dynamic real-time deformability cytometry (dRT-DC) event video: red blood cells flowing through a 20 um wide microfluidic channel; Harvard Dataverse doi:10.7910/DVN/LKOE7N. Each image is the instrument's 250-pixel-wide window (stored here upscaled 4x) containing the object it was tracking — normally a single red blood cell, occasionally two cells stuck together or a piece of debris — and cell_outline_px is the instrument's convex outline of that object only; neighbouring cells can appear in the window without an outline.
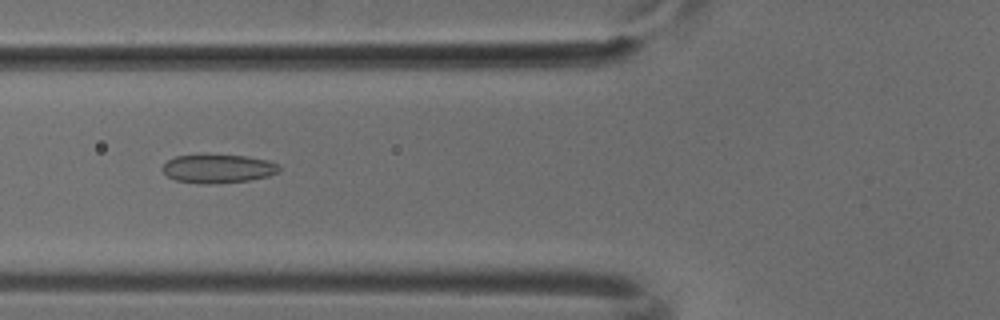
{"species": "common noctule bat (a hibernating species)", "species_latin": "Nyctalus noctula", "temperature_condition": "cold", "stored_images_in_passage": 50, "camera_frame_rate_fps": 3000, "um_per_image_px": 0.085, "animal": {"sex": "male", "body_mass_g": 18.8}, "frame": {"image": 1, "passage_image": 19, "time_ms": 6.0, "image_size_px": [1000, 320], "cell_outline_px": [[280, 172], [268, 176], [248, 180], [204, 184], [176, 180], [168, 176], [160, 168], [168, 160], [176, 156], [204, 152], [244, 156], [268, 160], [276, 164], [280, 168]], "centroid_in_image_um": [18.49, 14.29], "position_along_channel_um": 107.3, "area_um2": 19.88}}
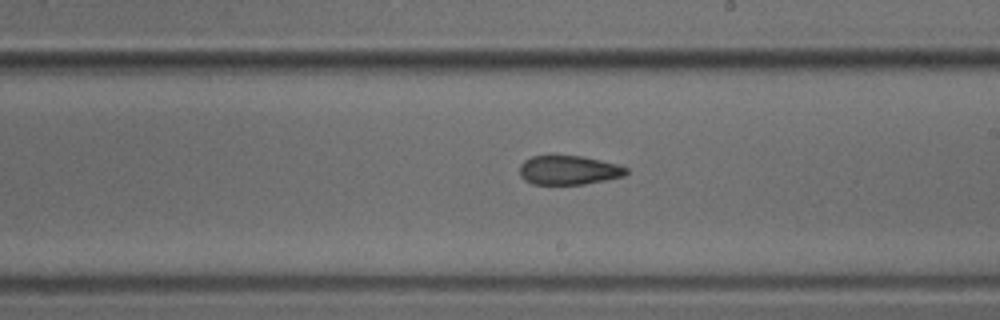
{"frame": {"image": 2, "passage_image": 29, "time_ms": 9.333, "image_size_px": [1000, 320], "cell_outline_px": [[628, 172], [624, 176], [584, 184], [532, 184], [524, 180], [520, 176], [520, 164], [524, 160], [532, 156], [580, 156], [600, 160], [616, 164], [628, 168]], "centroid_in_image_um": [48.32, 14.47], "position_along_channel_um": 240.7, "area_um2": 17.98}}
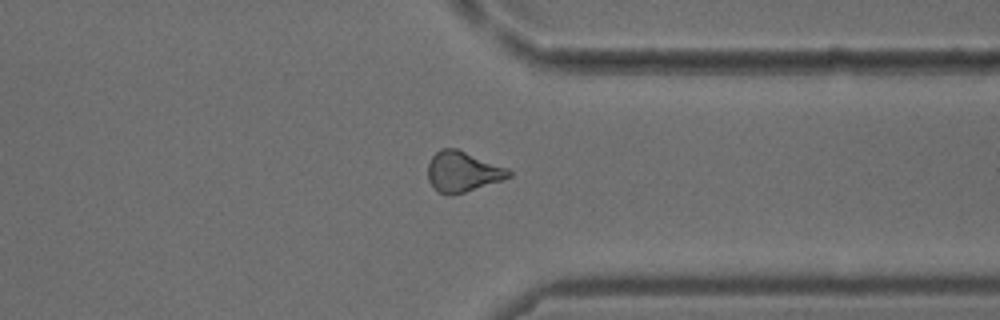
{"frame": {"image": 3, "passage_image": 39, "time_ms": 12.667, "image_size_px": [1000, 320], "cell_outline_px": [[512, 176], [504, 180], [452, 196], [448, 196], [436, 192], [428, 180], [428, 164], [432, 156], [440, 148], [456, 148], [508, 168], [512, 172]], "centroid_in_image_um": [39.32, 14.61], "position_along_channel_um": 372.1, "area_um2": 19.36}}